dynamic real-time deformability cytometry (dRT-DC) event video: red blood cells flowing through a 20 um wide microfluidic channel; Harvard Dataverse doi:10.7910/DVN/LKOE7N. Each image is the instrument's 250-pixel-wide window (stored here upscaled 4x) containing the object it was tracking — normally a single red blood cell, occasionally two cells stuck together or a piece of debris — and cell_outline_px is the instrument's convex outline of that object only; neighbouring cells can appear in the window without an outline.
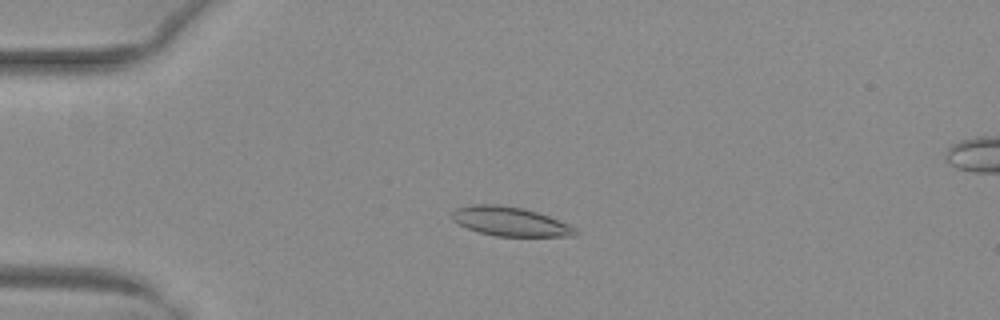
{"species": "common noctule bat (a hibernating species)", "species_latin": "Nyctalus noctula", "temperature_condition": "warm", "stored_images_in_passage": 52, "camera_frame_rate_fps": 3000, "um_per_image_px": 0.085, "animal": {"sex": "female", "body_mass_g": 29.2, "forearm_length_mm": 56.3}, "frame": {"image": 1, "passage_image": 13, "time_ms": 4.0, "image_size_px": [1000, 320], "cell_outline_px": [[580, 232], [576, 236], [496, 236], [480, 232], [468, 228], [452, 220], [452, 212], [456, 208], [472, 204], [500, 204], [524, 208], [548, 216], [568, 224], [576, 228]], "centroid_in_image_um": [43.37, 18.82], "position_along_channel_um": 41.6, "area_um2": 20.92}}
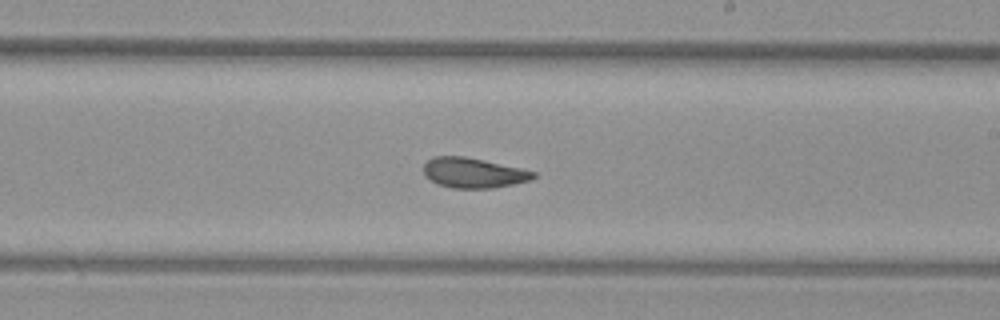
{"frame": {"image": 2, "passage_image": 31, "time_ms": 10.0, "image_size_px": [1000, 320], "cell_outline_px": [[536, 176], [532, 180], [496, 188], [452, 188], [436, 184], [424, 176], [424, 164], [432, 156], [464, 156], [484, 160], [520, 168], [536, 172]], "centroid_in_image_um": [40.23, 14.7], "position_along_channel_um": 248.8, "area_um2": 19.42}}
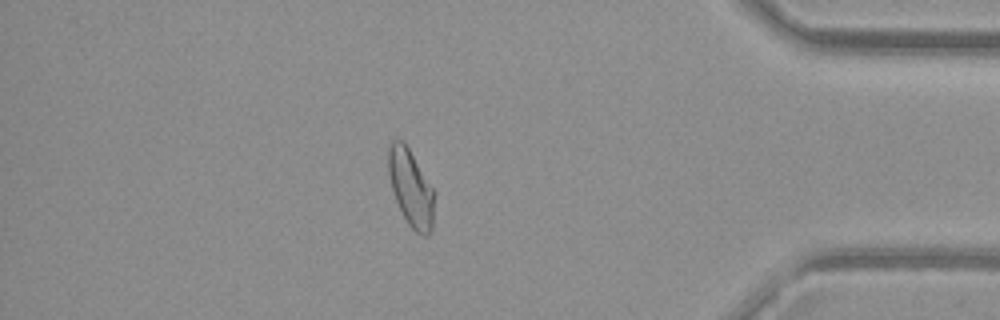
{"frame": {"image": 3, "passage_image": 45, "time_ms": 14.667, "image_size_px": [1000, 320], "cell_outline_px": [[436, 192], [432, 232], [428, 236], [420, 236], [408, 224], [396, 200], [392, 188], [388, 172], [388, 148], [392, 140], [400, 140], [408, 148]], "centroid_in_image_um": [34.96, 16.04], "position_along_channel_um": 400.2, "area_um2": 20.69}, "authors_computed_cell_mechanics": {"area_um2": 20.8947, "velocity_mm_per_s": 4.0072, "shape_relaxation_time_tau1_ms": null, "shape_relaxation_time_tau2_ms": 2.6523, "deformation_change_tau1": null, "deformation_change_tau2": 0.0994}}